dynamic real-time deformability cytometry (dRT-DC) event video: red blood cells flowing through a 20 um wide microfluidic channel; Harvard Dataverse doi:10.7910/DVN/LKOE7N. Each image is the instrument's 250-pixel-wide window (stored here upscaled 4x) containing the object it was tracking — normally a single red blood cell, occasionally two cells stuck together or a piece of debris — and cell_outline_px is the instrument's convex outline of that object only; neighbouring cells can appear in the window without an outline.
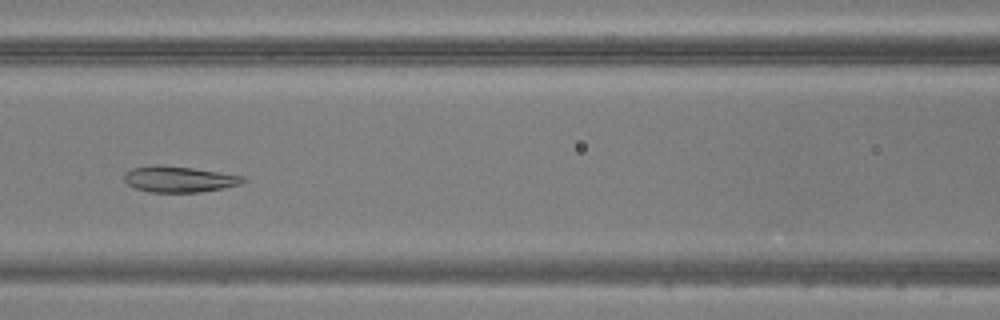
{"species": "common noctule bat (a hibernating species)", "species_latin": "Nyctalus noctula", "temperature_condition": "warm", "stored_images_in_passage": 38, "camera_frame_rate_fps": 3000, "um_per_image_px": 0.085, "animal": {"sex": "male", "body_mass_g": 20.5, "forearm_length_mm": 52.5}, "frame": {"image": 1, "passage_image": 10, "time_ms": 3.0, "image_size_px": [1000, 320], "cell_outline_px": [[248, 180], [240, 184], [224, 188], [200, 192], [148, 192], [136, 188], [128, 184], [124, 180], [124, 172], [132, 168], [156, 164], [160, 164], [192, 168], [220, 172], [244, 176]], "centroid_in_image_um": [15.22, 15.22], "position_along_channel_um": 151.4, "area_um2": 18.15}}
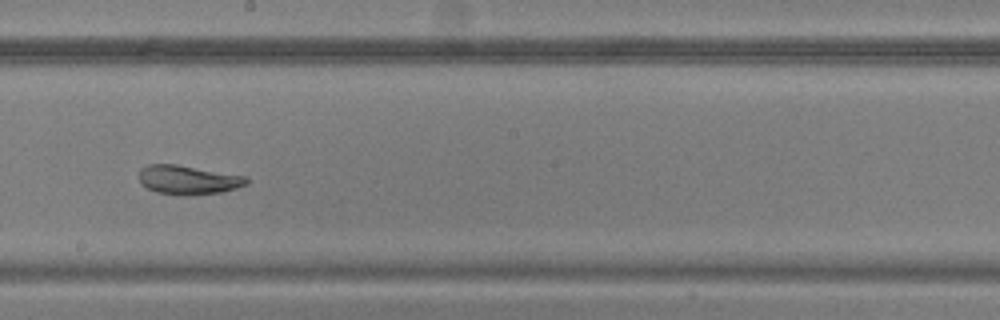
{"frame": {"image": 2, "passage_image": 16, "time_ms": 5.0, "image_size_px": [1000, 320], "cell_outline_px": [[248, 184], [236, 188], [220, 192], [188, 196], [184, 196], [156, 192], [140, 184], [140, 168], [148, 164], [176, 164], [248, 176]], "centroid_in_image_um": [16.0, 15.29], "position_along_channel_um": 232.2, "area_um2": 18.38}}
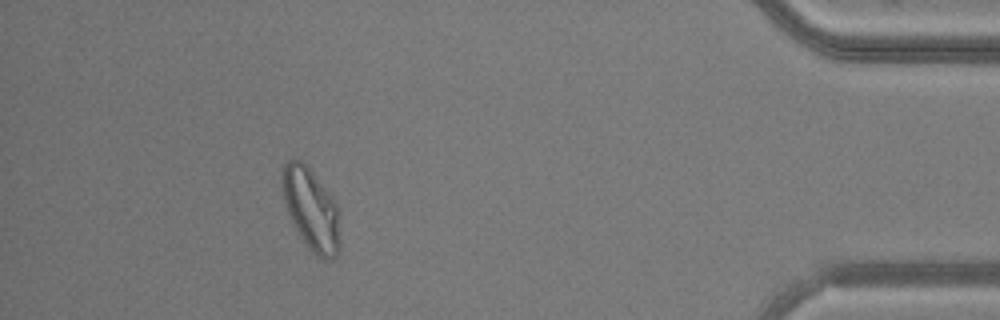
{"frame": {"image": 3, "passage_image": 33, "time_ms": 10.667, "image_size_px": [1000, 320], "cell_outline_px": [[340, 248], [336, 256], [332, 260], [324, 260], [316, 256], [308, 248], [292, 224], [284, 200], [280, 180], [284, 164], [288, 160], [300, 160], [312, 172], [340, 208]], "centroid_in_image_um": [26.47, 17.85], "position_along_channel_um": 408.7, "area_um2": 27.92}}